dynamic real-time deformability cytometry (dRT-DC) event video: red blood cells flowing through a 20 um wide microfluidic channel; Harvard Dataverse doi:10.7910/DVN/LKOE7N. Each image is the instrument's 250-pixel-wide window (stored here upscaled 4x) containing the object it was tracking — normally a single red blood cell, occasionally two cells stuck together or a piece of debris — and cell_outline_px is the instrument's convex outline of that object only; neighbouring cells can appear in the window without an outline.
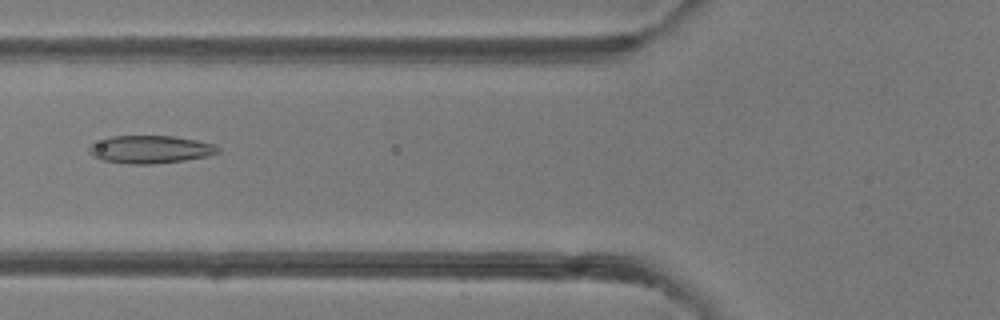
{"species": "common noctule bat (a hibernating species)", "species_latin": "Nyctalus noctula", "temperature_condition": "room temperature", "stored_images_in_passage": 42, "camera_frame_rate_fps": 3000, "um_per_image_px": 0.085, "animal": {"sex": "female"}, "frame": {"image": 1, "passage_image": 12, "time_ms": 3.667, "image_size_px": [1000, 320], "cell_outline_px": [[220, 152], [208, 156], [184, 160], [152, 164], [128, 164], [100, 160], [92, 156], [88, 152], [88, 148], [92, 144], [108, 136], [176, 136], [216, 144], [220, 148]], "centroid_in_image_um": [12.77, 12.7], "position_along_channel_um": 113.0, "area_um2": 21.1}}
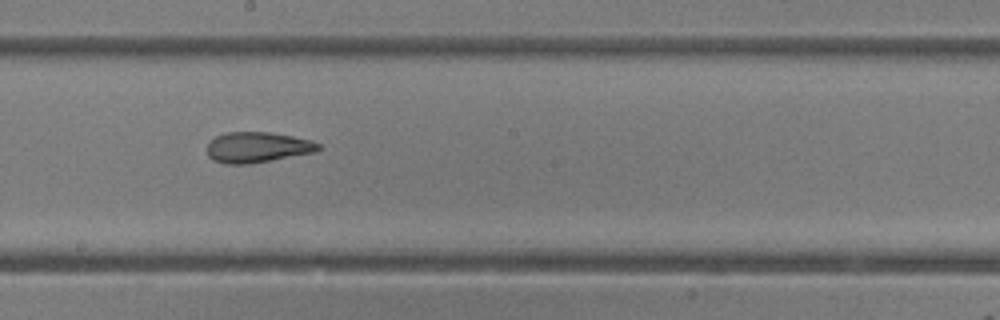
{"frame": {"image": 2, "passage_image": 20, "time_ms": 6.333, "image_size_px": [1000, 320], "cell_outline_px": [[320, 148], [316, 152], [272, 160], [248, 164], [224, 164], [212, 160], [208, 156], [208, 140], [224, 132], [268, 132], [292, 136], [312, 140], [320, 144]], "centroid_in_image_um": [21.86, 12.52], "position_along_channel_um": 226.3, "area_um2": 20.0}}
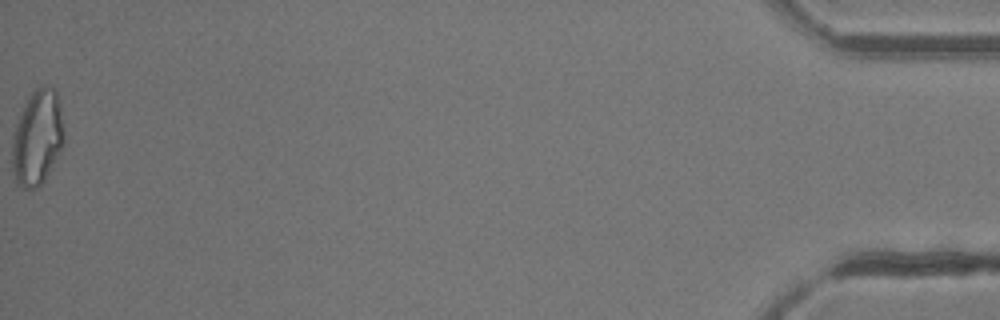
{"frame": {"image": 3, "passage_image": 42, "time_ms": 13.667, "image_size_px": [1000, 320], "cell_outline_px": [[64, 144], [60, 152], [44, 180], [36, 188], [24, 188], [16, 184], [12, 168], [12, 136], [16, 124], [32, 92], [36, 88], [44, 84], [48, 84], [56, 92], [60, 104], [64, 132]], "centroid_in_image_um": [3.18, 11.71], "position_along_channel_um": 432.0, "area_um2": 28.67}, "authors_computed_cell_mechanics": {"area_um2": 21.5883, "velocity_mm_per_s": 4.2369, "shape_relaxation_time_tau1_ms": null, "shape_relaxation_time_tau2_ms": 2.234, "deformation_change_tau1": null, "deformation_change_tau2": 0.1032}}